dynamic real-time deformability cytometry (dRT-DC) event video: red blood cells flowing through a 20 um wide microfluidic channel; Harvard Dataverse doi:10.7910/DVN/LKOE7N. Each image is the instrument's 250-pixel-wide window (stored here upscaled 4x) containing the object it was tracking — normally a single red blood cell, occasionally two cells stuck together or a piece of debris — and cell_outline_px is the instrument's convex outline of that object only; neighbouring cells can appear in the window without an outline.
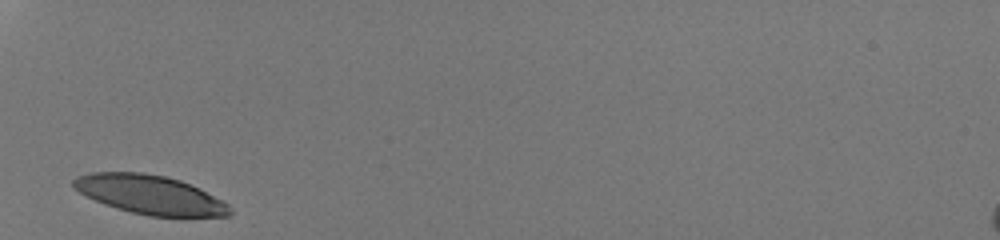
{"species": "human", "species_latin": "Homo sapiens", "temperature_condition": "room temperature", "stored_images_in_passage": 25, "camera_frame_rate_fps": 3000, "um_per_image_px": 0.085, "donor": {"sex": "male"}, "frame": {"image": 1, "passage_image": 1, "time_ms": 0.0, "image_size_px": [1000, 240], "cell_outline_px": [[232, 212], [228, 216], [148, 216], [116, 208], [104, 204], [80, 192], [72, 184], [72, 180], [76, 176], [92, 172], [140, 172], [164, 176], [180, 180], [228, 204], [232, 208]], "centroid_in_image_um": [12.71, 16.54], "position_along_channel_um": 72.3, "area_um2": 34.91}}
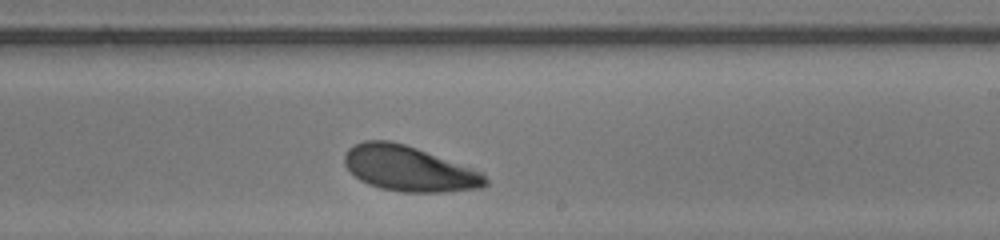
{"frame": {"image": 2, "passage_image": 15, "time_ms": 4.667, "image_size_px": [1000, 240], "cell_outline_px": [[488, 184], [480, 188], [444, 192], [400, 192], [380, 188], [368, 184], [360, 180], [344, 164], [344, 156], [348, 148], [352, 144], [364, 140], [388, 140], [404, 144], [416, 148], [484, 172], [488, 180]], "centroid_in_image_um": [34.77, 14.34], "position_along_channel_um": 254.2, "area_um2": 37.22}}
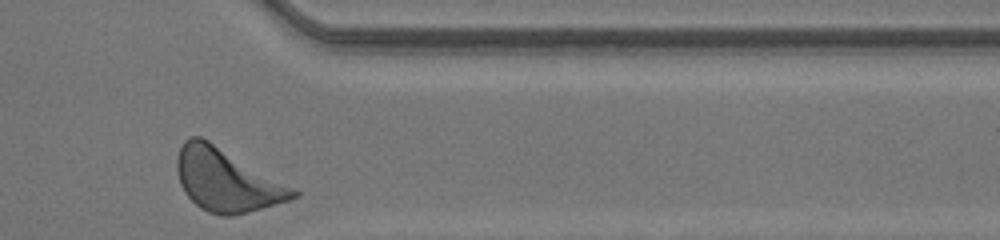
{"frame": {"image": 3, "passage_image": 25, "time_ms": 8.0, "image_size_px": [1000, 240], "cell_outline_px": [[300, 196], [288, 200], [248, 212], [232, 216], [220, 216], [208, 212], [200, 208], [184, 192], [180, 184], [176, 168], [176, 160], [180, 148], [184, 140], [188, 136], [200, 136], [208, 140], [300, 192]], "centroid_in_image_um": [19.21, 15.32], "position_along_channel_um": 392.2, "area_um2": 41.79}, "authors_computed_cell_mechanics": {"area_um2": 37.281, "velocity_mm_per_s": 4.1607, "shape_relaxation_time_tau1_ms": 1.6884, "shape_relaxation_time_tau2_ms": null, "deformation_change_tau1": 0.1206, "deformation_change_tau2": null}}